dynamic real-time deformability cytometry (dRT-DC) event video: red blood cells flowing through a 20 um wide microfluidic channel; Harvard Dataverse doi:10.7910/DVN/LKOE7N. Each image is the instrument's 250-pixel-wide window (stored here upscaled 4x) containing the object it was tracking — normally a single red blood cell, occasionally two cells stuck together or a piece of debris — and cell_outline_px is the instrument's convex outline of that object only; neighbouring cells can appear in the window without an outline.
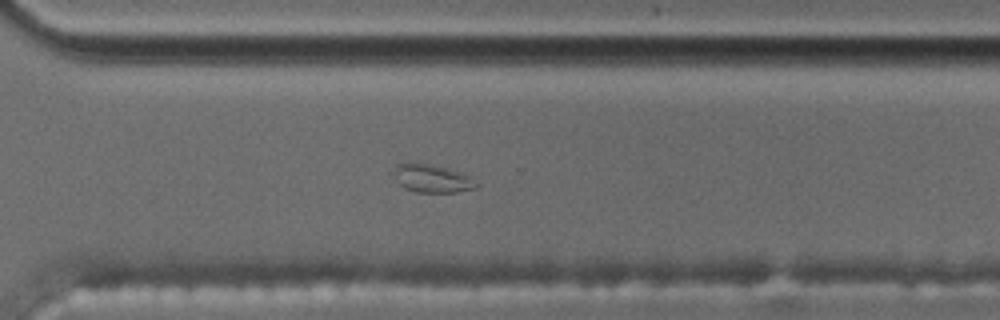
{"species": "common noctule bat (a hibernating species)", "species_latin": "Nyctalus noctula", "temperature_condition": "cold", "stored_images_in_passage": 43, "camera_frame_rate_fps": 3000, "um_per_image_px": 0.085, "animal": {"sex": "male", "body_mass_g": 17.5, "forearm_length_mm": 52.3}, "frame": {"image": 1, "passage_image": 27, "time_ms": 8.667, "image_size_px": [1000, 320], "cell_outline_px": [[480, 184], [476, 188], [456, 192], [416, 192], [404, 188], [400, 184], [392, 172], [392, 168], [400, 160], [416, 160], [464, 172]], "centroid_in_image_um": [36.67, 15.1], "position_along_channel_um": 333.9, "area_um2": 14.33}}
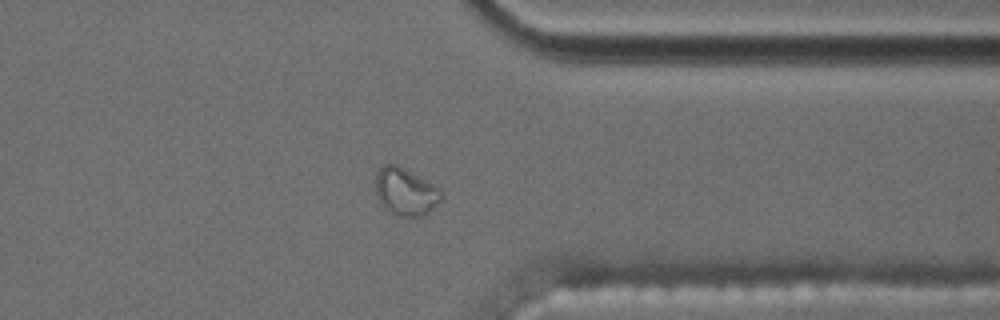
{"frame": {"image": 2, "passage_image": 31, "time_ms": 10.0, "image_size_px": [1000, 320], "cell_outline_px": [[444, 196], [428, 212], [420, 216], [400, 216], [388, 212], [384, 208], [376, 192], [376, 172], [384, 164], [396, 164], [404, 168], [440, 188], [444, 192]], "centroid_in_image_um": [34.47, 16.29], "position_along_channel_um": 376.9, "area_um2": 18.03}}